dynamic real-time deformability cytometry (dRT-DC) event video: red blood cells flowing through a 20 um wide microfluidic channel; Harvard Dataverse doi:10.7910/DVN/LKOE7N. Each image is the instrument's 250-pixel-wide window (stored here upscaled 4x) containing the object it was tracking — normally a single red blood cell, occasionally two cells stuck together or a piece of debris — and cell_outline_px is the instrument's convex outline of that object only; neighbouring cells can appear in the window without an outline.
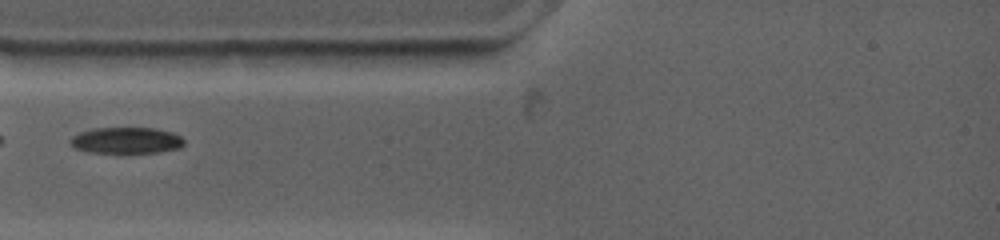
{"species": "common noctule bat (a hibernating species)", "species_latin": "Nyctalus noctula", "temperature_condition": "warm", "stored_images_in_passage": 4, "camera_frame_rate_fps": 4500, "um_per_image_px": 0.085, "animal": {"sex": "female", "body_mass_g": 19.0, "forearm_length_mm": 53.3}, "frame": {"image": 1, "passage_image": 2, "time_ms": 0.667, "image_size_px": [1000, 240], "cell_outline_px": [[184, 144], [180, 148], [160, 152], [88, 152], [72, 148], [68, 144], [68, 140], [72, 136], [80, 132], [92, 128], [156, 128], [172, 132], [180, 136], [184, 140]], "centroid_in_image_um": [10.69, 11.93], "position_along_channel_um": 74.3, "area_um2": 17.57}}
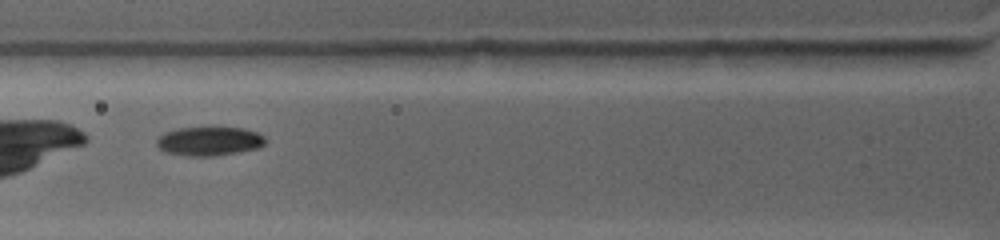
{"frame": {"image": 2, "passage_image": 3, "time_ms": 1.556, "image_size_px": [1000, 240], "cell_outline_px": [[264, 144], [260, 148], [212, 156], [184, 156], [164, 152], [156, 144], [156, 140], [164, 132], [180, 128], [212, 124], [244, 128], [256, 132], [264, 136]], "centroid_in_image_um": [17.77, 11.95], "position_along_channel_um": 108.0, "area_um2": 19.13}}